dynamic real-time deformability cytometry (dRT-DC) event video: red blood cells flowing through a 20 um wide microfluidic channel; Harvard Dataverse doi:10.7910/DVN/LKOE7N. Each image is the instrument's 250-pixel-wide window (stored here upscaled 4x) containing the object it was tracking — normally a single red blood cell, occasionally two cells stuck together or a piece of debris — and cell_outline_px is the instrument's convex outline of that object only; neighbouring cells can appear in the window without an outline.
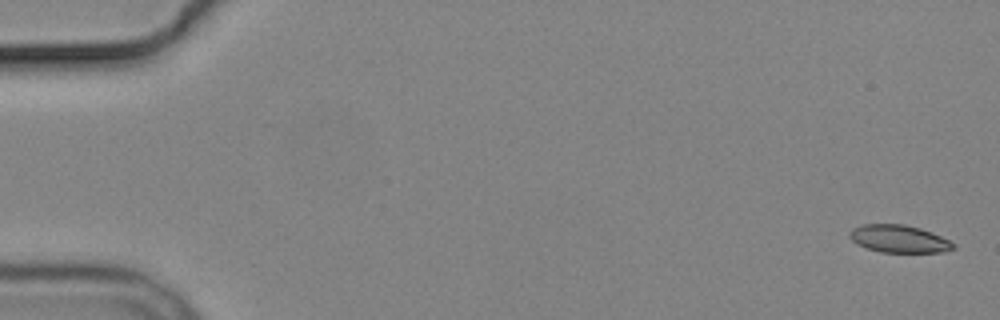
{"species": "common noctule bat (a hibernating species)", "species_latin": "Nyctalus noctula", "temperature_condition": "cold", "stored_images_in_passage": 7, "segment_of_instrument_passage": [2, 2], "camera_frame_rate_fps": 3000, "um_per_image_px": 0.085, "animal": {"sex": "male", "body_mass_g": 19.2, "forearm_length_mm": 51.8}, "frame": {"image": 1, "passage_image": 7, "time_ms": 7.0, "image_size_px": [1000, 320], "cell_outline_px": [[956, 248], [944, 252], [880, 252], [856, 244], [848, 236], [852, 228], [864, 224], [904, 224], [920, 228], [932, 232], [956, 244]], "centroid_in_image_um": [76.42, 20.3], "position_along_channel_um": 8.6, "area_um2": 16.7}}